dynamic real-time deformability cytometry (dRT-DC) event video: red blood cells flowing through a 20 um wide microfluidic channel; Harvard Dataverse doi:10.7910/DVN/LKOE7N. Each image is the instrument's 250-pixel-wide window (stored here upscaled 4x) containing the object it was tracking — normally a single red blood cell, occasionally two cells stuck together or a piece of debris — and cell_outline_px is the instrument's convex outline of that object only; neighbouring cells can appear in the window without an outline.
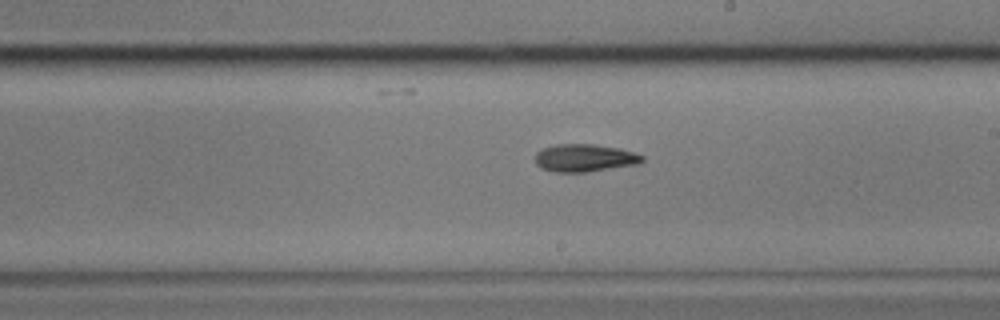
{"species": "common noctule bat (a hibernating species)", "species_latin": "Nyctalus noctula", "temperature_condition": "cold", "stored_images_in_passage": 25, "segment_of_instrument_passage": [1, 2], "camera_frame_rate_fps": 3000, "um_per_image_px": 0.085, "animal": {"sex": "male", "body_mass_g": 17.9}, "frame": {"image": 1, "passage_image": 12, "time_ms": 3.667, "image_size_px": [1000, 320], "cell_outline_px": [[644, 160], [640, 164], [588, 172], [552, 172], [540, 168], [536, 164], [536, 152], [540, 148], [556, 144], [592, 144], [620, 148], [644, 156]], "centroid_in_image_um": [49.68, 13.43], "position_along_channel_um": 239.3, "area_um2": 17.51}}
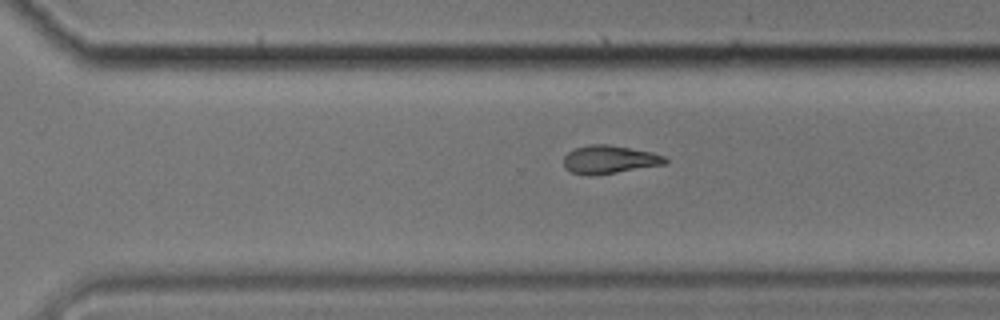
{"frame": {"image": 2, "passage_image": 19, "time_ms": 6.0, "image_size_px": [1000, 320], "cell_outline_px": [[668, 160], [664, 164], [592, 176], [588, 176], [572, 172], [564, 168], [564, 156], [568, 152], [576, 148], [588, 144], [608, 144], [652, 152], [664, 156]], "centroid_in_image_um": [51.76, 13.56], "position_along_channel_um": 318.8, "area_um2": 16.59}}
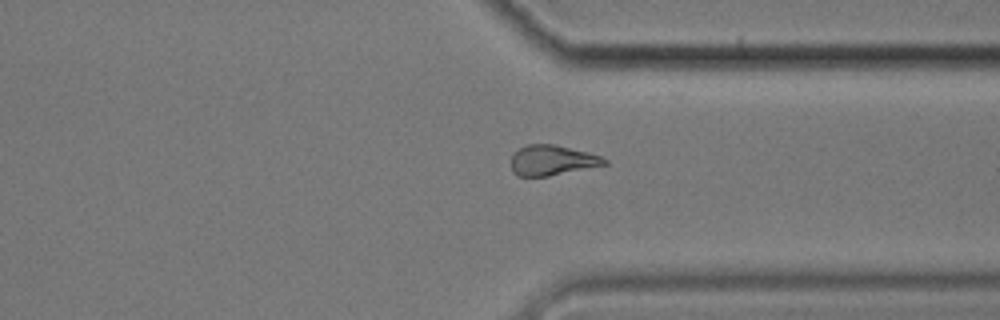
{"frame": {"image": 3, "passage_image": 23, "time_ms": 7.333, "image_size_px": [1000, 320], "cell_outline_px": [[608, 164], [548, 176], [516, 176], [512, 172], [512, 152], [528, 144], [556, 144], [588, 152], [600, 156], [608, 160]], "centroid_in_image_um": [46.92, 13.62], "position_along_channel_um": 364.5, "area_um2": 16.47}}